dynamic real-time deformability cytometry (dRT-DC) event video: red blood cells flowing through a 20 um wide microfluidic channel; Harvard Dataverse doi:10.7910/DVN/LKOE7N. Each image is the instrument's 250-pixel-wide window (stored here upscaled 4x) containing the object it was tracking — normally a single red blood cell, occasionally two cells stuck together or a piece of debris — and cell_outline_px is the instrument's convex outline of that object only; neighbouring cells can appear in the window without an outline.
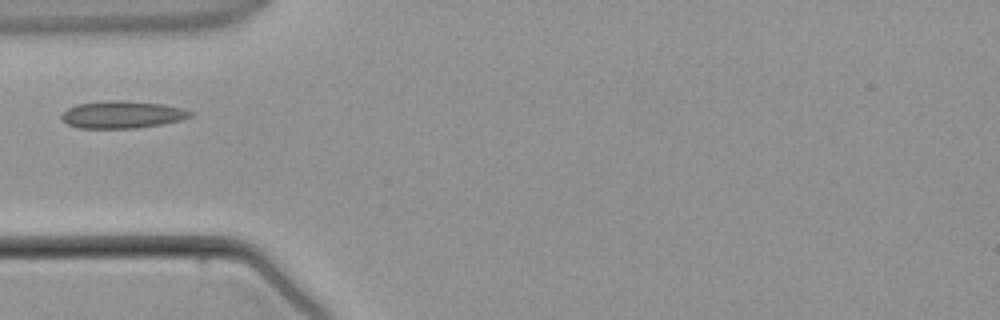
{"species": "common noctule bat (a hibernating species)", "species_latin": "Nyctalus noctula", "temperature_condition": "warm", "stored_images_in_passage": 1, "camera_frame_rate_fps": 3000, "um_per_image_px": 0.085, "animal": {"sex": "male", "body_mass_g": 21.5, "forearm_length_mm": 52.0}, "frame": {"image": 1, "passage_image": 1, "time_ms": 0.0, "image_size_px": [1000, 320], "cell_outline_px": [[196, 112], [192, 116], [180, 120], [160, 124], [136, 128], [80, 128], [68, 124], [60, 116], [68, 108], [76, 104], [108, 100], [120, 100], [164, 104]], "centroid_in_image_um": [10.4, 9.73], "position_along_channel_um": 74.6, "area_um2": 20.4}}